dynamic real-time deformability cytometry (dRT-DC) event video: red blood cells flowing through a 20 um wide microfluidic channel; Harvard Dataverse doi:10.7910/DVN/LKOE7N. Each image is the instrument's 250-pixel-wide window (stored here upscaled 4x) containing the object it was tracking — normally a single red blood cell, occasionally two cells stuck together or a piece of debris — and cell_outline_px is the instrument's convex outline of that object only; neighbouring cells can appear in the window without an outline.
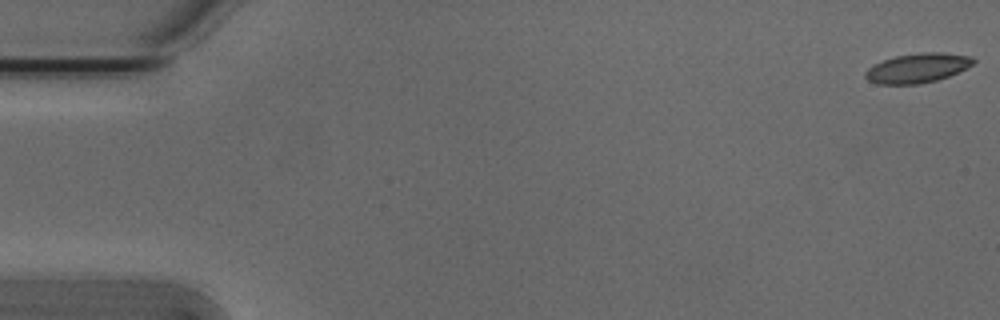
{"species": "Egyptian fruit bat (a non-hibernating species)", "species_latin": "Rousettus aegyptiacus", "temperature_condition": "cold", "stored_images_in_passage": 54, "camera_frame_rate_fps": 3000, "um_per_image_px": 0.085, "animal": {"sex": "male"}, "frame": {"image": 1, "passage_image": 1, "time_ms": 0.0, "image_size_px": [1000, 320], "cell_outline_px": [[976, 60], [972, 64], [948, 76], [936, 80], [920, 84], [880, 84], [868, 80], [864, 76], [864, 72], [872, 64], [896, 56], [920, 52], [944, 52], [972, 56]], "centroid_in_image_um": [77.96, 5.77], "position_along_channel_um": 7.0, "area_um2": 18.5}}
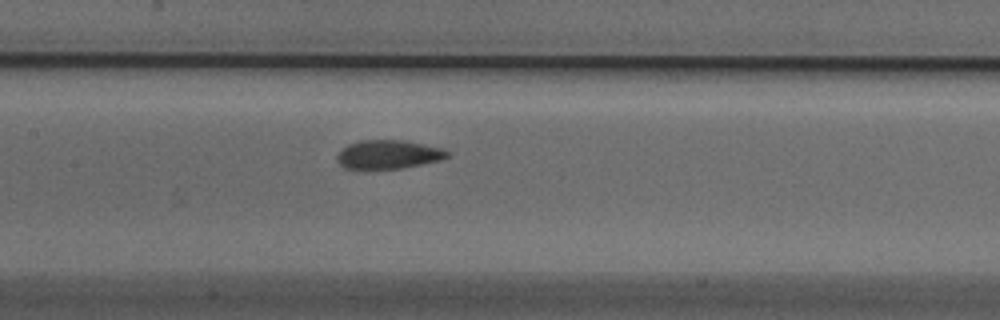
{"frame": {"image": 2, "passage_image": 26, "time_ms": 8.333, "image_size_px": [1000, 320], "cell_outline_px": [[452, 156], [440, 160], [400, 168], [364, 172], [344, 168], [336, 160], [336, 156], [348, 144], [360, 140], [404, 140], [444, 148]], "centroid_in_image_um": [32.97, 13.17], "position_along_channel_um": 174.4, "area_um2": 19.13}}
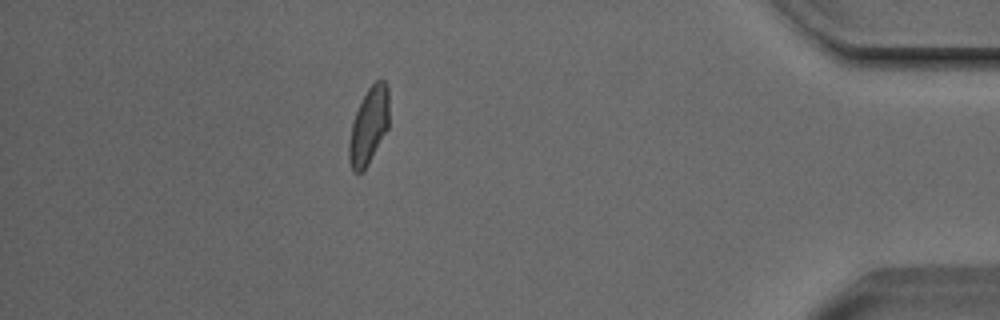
{"frame": {"image": 3, "passage_image": 48, "time_ms": 15.667, "image_size_px": [1000, 320], "cell_outline_px": [[388, 128], [368, 164], [360, 172], [352, 172], [348, 160], [348, 144], [352, 124], [356, 112], [368, 88], [376, 80], [384, 80], [388, 88]], "centroid_in_image_um": [31.33, 10.71], "position_along_channel_um": 403.9, "area_um2": 17.69}, "authors_computed_cell_mechanics": {"area_um2": 18.3226, "velocity_mm_per_s": 3.7893, "shape_relaxation_time_tau1_ms": 2.8703, "shape_relaxation_time_tau2_ms": 1.2319, "deformation_change_tau1": 0.119, "deformation_change_tau2": 0.0633}}